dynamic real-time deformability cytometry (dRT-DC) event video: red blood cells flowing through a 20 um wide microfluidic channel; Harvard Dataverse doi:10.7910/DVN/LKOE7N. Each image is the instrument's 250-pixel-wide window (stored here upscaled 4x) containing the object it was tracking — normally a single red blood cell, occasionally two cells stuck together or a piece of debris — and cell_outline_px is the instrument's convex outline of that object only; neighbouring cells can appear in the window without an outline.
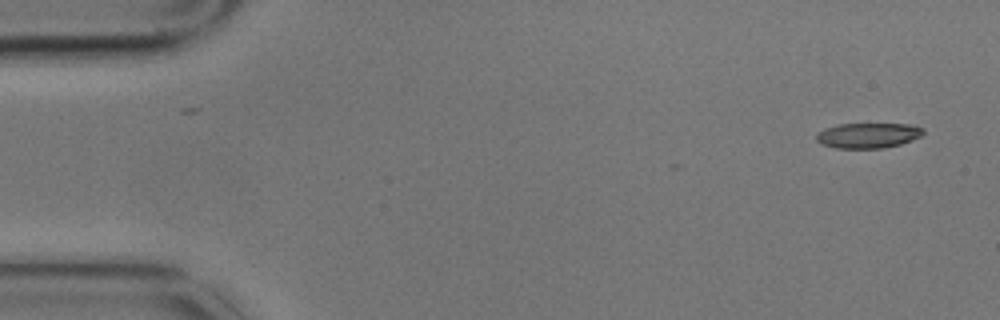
{"species": "common noctule bat (a hibernating species)", "species_latin": "Nyctalus noctula", "temperature_condition": "cold", "stored_images_in_passage": 6, "camera_frame_rate_fps": 3000, "um_per_image_px": 0.085, "animal": {"sex": "male", "body_mass_g": 17.9}, "frame": {"image": 1, "passage_image": 1, "time_ms": 0.0, "image_size_px": [1000, 320], "cell_outline_px": [[924, 132], [920, 136], [912, 140], [900, 144], [884, 148], [836, 148], [820, 144], [816, 140], [816, 132], [824, 128], [836, 124], [908, 124], [924, 128]], "centroid_in_image_um": [73.74, 11.51], "position_along_channel_um": 11.3, "area_um2": 15.84}}
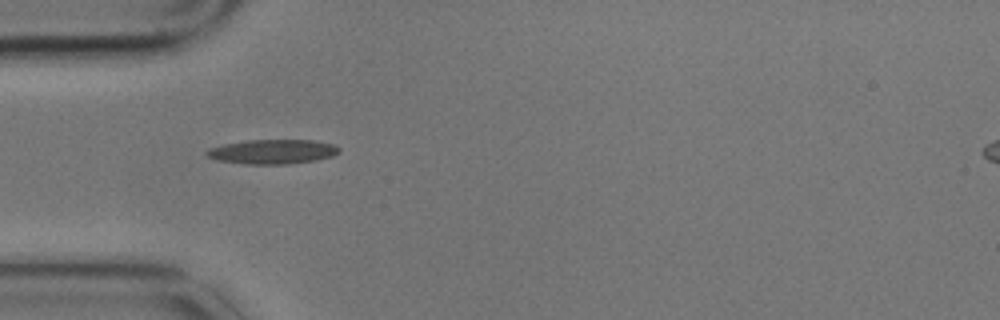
{"frame": {"image": 2, "passage_image": 5, "time_ms": 1.333, "image_size_px": [1000, 320], "cell_outline_px": [[340, 152], [332, 156], [316, 160], [288, 164], [244, 164], [220, 160], [208, 156], [204, 152], [208, 148], [224, 144], [248, 140], [312, 140], [336, 144], [340, 148]], "centroid_in_image_um": [23.2, 12.89], "position_along_channel_um": 61.8, "area_um2": 18.9}}